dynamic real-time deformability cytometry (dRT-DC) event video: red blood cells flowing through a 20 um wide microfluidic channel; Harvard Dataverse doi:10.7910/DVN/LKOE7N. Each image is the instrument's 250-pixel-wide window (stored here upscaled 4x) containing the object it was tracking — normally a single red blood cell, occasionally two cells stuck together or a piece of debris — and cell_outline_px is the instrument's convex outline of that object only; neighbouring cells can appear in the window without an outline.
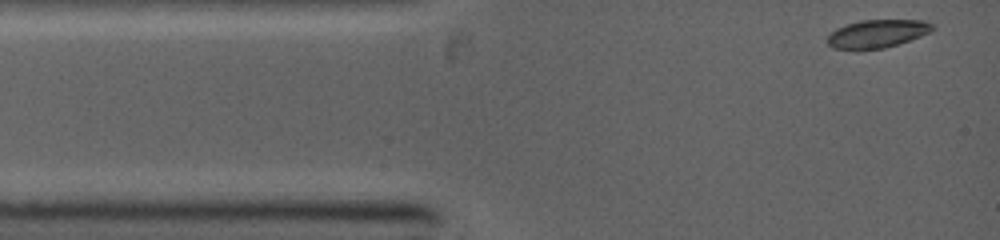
{"species": "common noctule bat (a hibernating species)", "species_latin": "Nyctalus noctula", "temperature_condition": "warm", "stored_images_in_passage": 8, "camera_frame_rate_fps": 5000, "um_per_image_px": 0.085, "animal": {"sex": "female", "body_mass_g": 19.0, "forearm_length_mm": 53.3}, "frame": {"image": 1, "passage_image": 1, "time_ms": 0.0, "image_size_px": [1000, 240], "cell_outline_px": [[936, 28], [920, 36], [884, 48], [832, 48], [828, 44], [828, 36], [836, 28], [860, 20], [924, 20], [936, 24]], "centroid_in_image_um": [74.61, 2.83], "position_along_channel_um": 10.4, "area_um2": 16.82}}
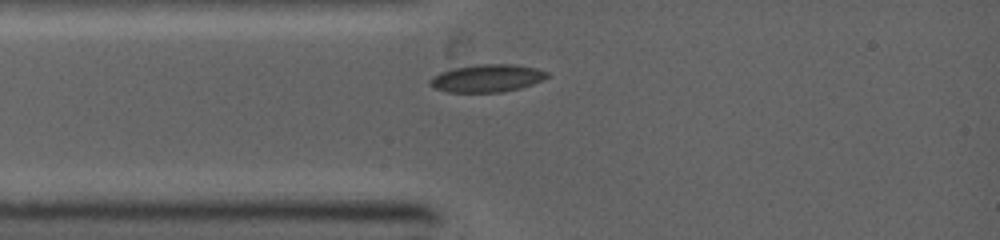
{"frame": {"image": 2, "passage_image": 5, "time_ms": 1.8, "image_size_px": [1000, 240], "cell_outline_px": [[552, 76], [532, 84], [520, 88], [500, 92], [448, 92], [436, 88], [428, 84], [428, 80], [432, 76], [440, 72], [452, 68], [476, 64], [512, 64], [536, 68], [548, 72]], "centroid_in_image_um": [41.39, 6.64], "position_along_channel_um": 43.6, "area_um2": 19.02}}
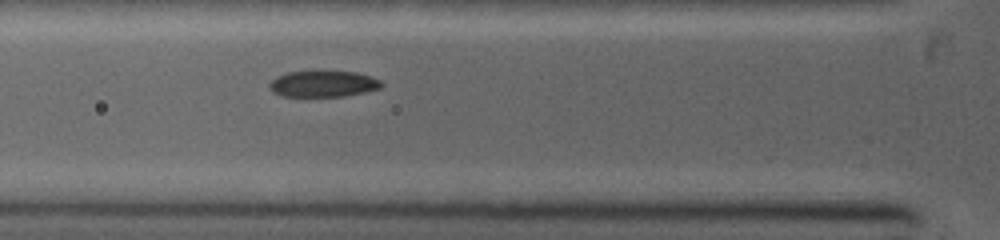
{"frame": {"image": 3, "passage_image": 8, "time_ms": 3.0, "image_size_px": [1000, 240], "cell_outline_px": [[384, 84], [380, 88], [364, 92], [344, 96], [284, 96], [272, 92], [268, 88], [268, 84], [276, 76], [288, 72], [356, 72], [372, 76], [380, 80]], "centroid_in_image_um": [27.46, 7.13], "position_along_channel_um": 98.3, "area_um2": 16.99}}